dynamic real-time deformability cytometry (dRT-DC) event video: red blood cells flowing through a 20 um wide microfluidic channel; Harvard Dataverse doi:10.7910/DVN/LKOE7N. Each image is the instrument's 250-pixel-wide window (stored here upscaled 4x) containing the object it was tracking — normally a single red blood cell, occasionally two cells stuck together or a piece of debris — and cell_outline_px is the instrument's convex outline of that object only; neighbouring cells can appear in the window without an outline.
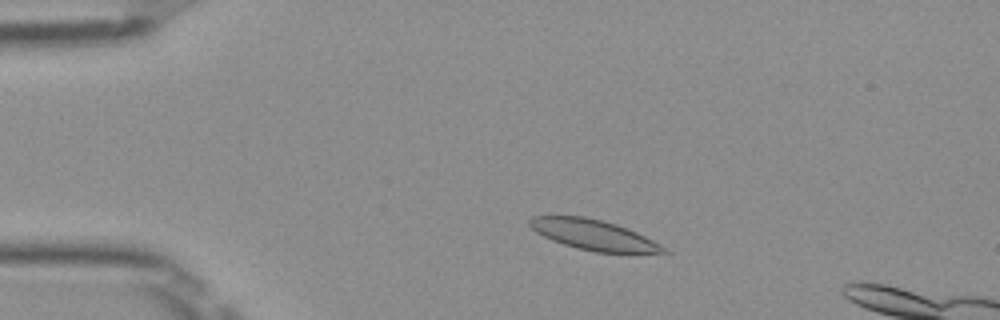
{"species": "Egyptian fruit bat (a non-hibernating species)", "species_latin": "Rousettus aegyptiacus", "temperature_condition": "room temperature", "stored_images_in_passage": 48, "camera_frame_rate_fps": 3000, "um_per_image_px": 0.085, "frame": {"image": 1, "passage_image": 8, "time_ms": 2.333, "image_size_px": [1000, 320], "cell_outline_px": [[672, 252], [596, 252], [576, 248], [552, 240], [536, 232], [528, 224], [528, 220], [532, 216], [584, 216], [604, 220], [628, 228], [660, 244]], "centroid_in_image_um": [50.42, 19.94], "position_along_channel_um": 34.6, "area_um2": 23.41}}
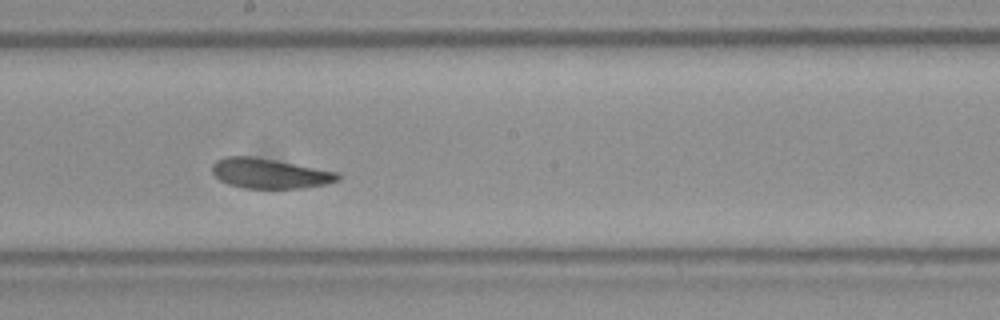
{"frame": {"image": 2, "passage_image": 26, "time_ms": 8.333, "image_size_px": [1000, 320], "cell_outline_px": [[340, 180], [324, 184], [300, 188], [244, 188], [228, 184], [220, 180], [212, 172], [212, 164], [216, 160], [224, 156], [252, 156], [340, 172]], "centroid_in_image_um": [22.91, 14.73], "position_along_channel_um": 225.3, "area_um2": 21.91}}
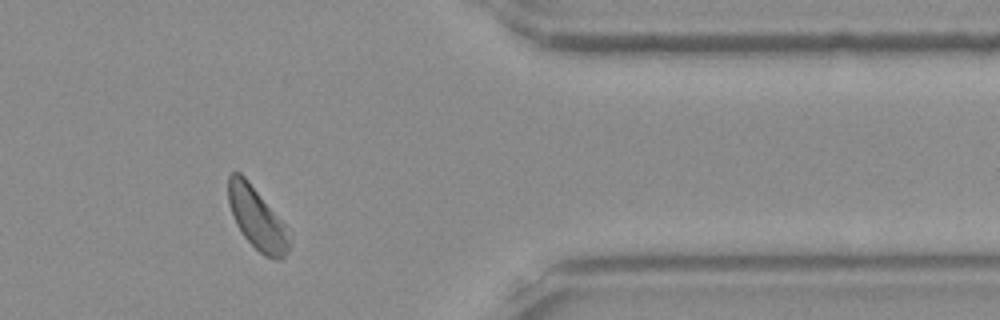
{"frame": {"image": 3, "passage_image": 40, "time_ms": 13.0, "image_size_px": [1000, 320], "cell_outline_px": [[288, 252], [280, 260], [272, 260], [264, 256], [244, 236], [236, 224], [228, 204], [228, 176], [232, 172], [240, 172], [248, 180], [284, 224], [288, 244]], "centroid_in_image_um": [21.79, 18.55], "position_along_channel_um": 389.6, "area_um2": 21.5}, "authors_computed_cell_mechanics": {"area_um2": 22.9466, "velocity_mm_per_s": 3.9348, "shape_relaxation_time_tau1_ms": null, "shape_relaxation_time_tau2_ms": 2.6357, "deformation_change_tau1": null, "deformation_change_tau2": 0.0946}}